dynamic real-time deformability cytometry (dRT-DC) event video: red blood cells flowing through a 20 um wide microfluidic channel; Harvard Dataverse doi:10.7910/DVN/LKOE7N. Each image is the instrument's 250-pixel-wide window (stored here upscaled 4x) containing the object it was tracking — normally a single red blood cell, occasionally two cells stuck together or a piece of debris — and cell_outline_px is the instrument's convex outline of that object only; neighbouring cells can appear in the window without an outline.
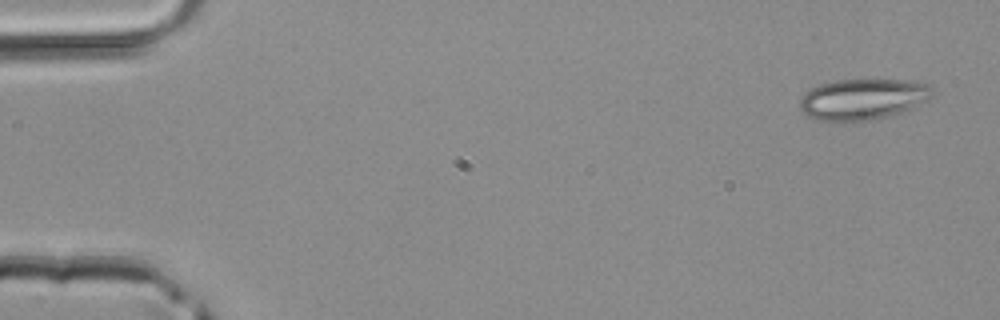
{"species": "common noctule bat (a hibernating species)", "species_latin": "Nyctalus noctula", "temperature_condition": "room temperature", "stored_images_in_passage": 4, "camera_frame_rate_fps": 3000, "um_per_image_px": 0.085, "animal": {"sex": "male", "body_mass_g": 20.4}, "frame": {"image": 1, "passage_image": 1, "time_ms": 0.0, "image_size_px": [1000, 320], "cell_outline_px": [[932, 96], [928, 100], [912, 108], [900, 112], [868, 120], [816, 120], [808, 116], [800, 108], [800, 100], [804, 92], [820, 84], [836, 80], [904, 80], [928, 84], [932, 88]], "centroid_in_image_um": [73.33, 8.41], "position_along_channel_um": 11.7, "area_um2": 31.15}}